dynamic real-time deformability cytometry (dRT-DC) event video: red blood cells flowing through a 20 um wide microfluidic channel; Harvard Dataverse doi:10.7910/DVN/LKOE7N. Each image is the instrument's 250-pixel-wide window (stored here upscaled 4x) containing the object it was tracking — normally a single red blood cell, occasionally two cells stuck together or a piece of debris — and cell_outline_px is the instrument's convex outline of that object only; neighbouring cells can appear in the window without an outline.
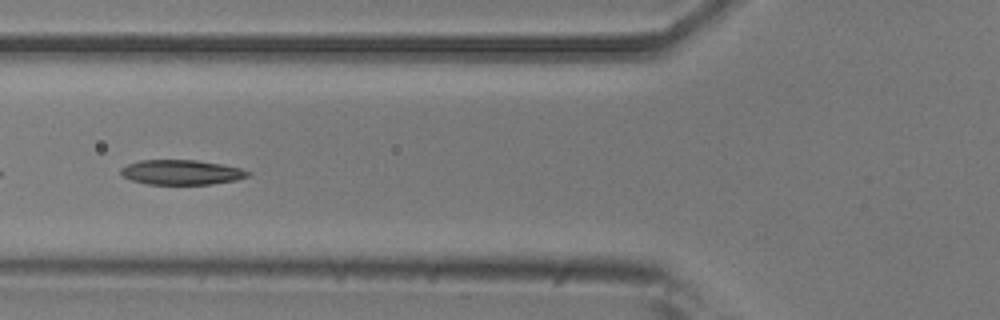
{"species": "common noctule bat (a hibernating species)", "species_latin": "Nyctalus noctula", "temperature_condition": "room temperature", "stored_images_in_passage": 37, "camera_frame_rate_fps": 3000, "um_per_image_px": 0.085, "animal": {"sex": "male", "body_mass_g": 20.5, "forearm_length_mm": 52.5}, "frame": {"image": 1, "passage_image": 5, "time_ms": 1.333, "image_size_px": [1000, 320], "cell_outline_px": [[252, 172], [248, 176], [236, 180], [212, 184], [148, 184], [132, 180], [124, 176], [120, 172], [120, 168], [128, 164], [140, 160], [196, 160], [224, 164], [240, 168]], "centroid_in_image_um": [15.45, 14.64], "position_along_channel_um": 110.4, "area_um2": 18.38}}
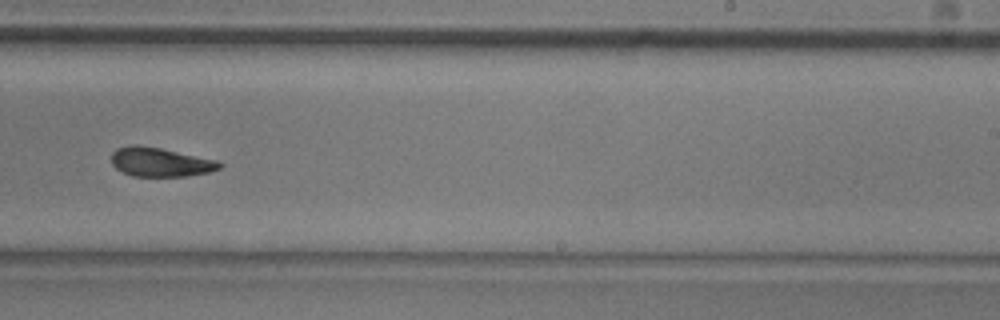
{"frame": {"image": 2, "passage_image": 18, "time_ms": 5.667, "image_size_px": [1000, 320], "cell_outline_px": [[224, 164], [220, 168], [208, 172], [188, 176], [132, 176], [116, 168], [112, 164], [112, 152], [116, 148], [132, 144], [136, 144], [160, 148], [216, 160]], "centroid_in_image_um": [13.61, 13.77], "position_along_channel_um": 275.4, "area_um2": 18.21}}
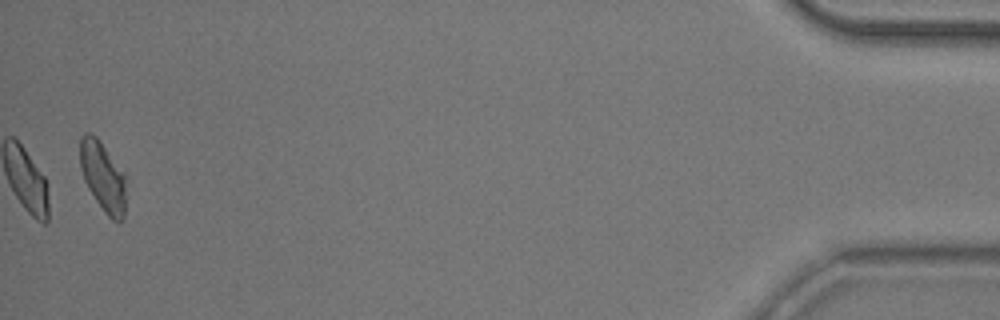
{"frame": {"image": 3, "passage_image": 37, "time_ms": 12.0, "image_size_px": [1000, 320], "cell_outline_px": [[124, 220], [120, 224], [112, 220], [104, 212], [88, 188], [84, 180], [80, 168], [80, 136], [84, 132], [92, 132], [96, 136], [124, 172]], "centroid_in_image_um": [8.72, 15.0], "position_along_channel_um": 426.5, "area_um2": 18.67}, "authors_computed_cell_mechanics": {"area_um2": 18.3804, "velocity_mm_per_s": 3.8114, "shape_relaxation_time_tau1_ms": 4.6046, "shape_relaxation_time_tau2_ms": 3.3062, "deformation_change_tau1": 0.1547, "deformation_change_tau2": 0.1127}}